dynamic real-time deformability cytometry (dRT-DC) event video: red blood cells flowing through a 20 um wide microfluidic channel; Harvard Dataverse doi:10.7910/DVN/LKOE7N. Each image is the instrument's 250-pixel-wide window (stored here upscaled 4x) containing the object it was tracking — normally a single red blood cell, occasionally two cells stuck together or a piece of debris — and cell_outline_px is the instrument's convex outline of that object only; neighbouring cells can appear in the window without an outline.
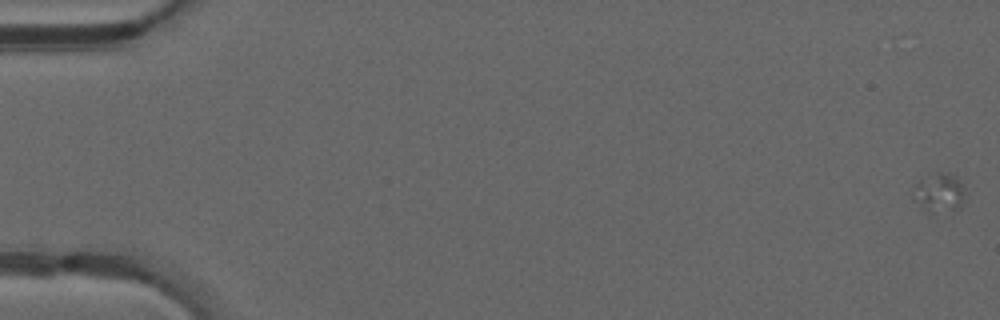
{"species": "common noctule bat (a hibernating species)", "species_latin": "Nyctalus noctula", "temperature_condition": "warm", "stored_images_in_passage": 23, "camera_frame_rate_fps": 3000, "um_per_image_px": 0.085, "animal": {"sex": "male", "forearm_length_mm": 52.5}, "frame": {"image": 1, "passage_image": 1, "time_ms": 0.0, "image_size_px": [1000, 320], "cell_outline_px": [[960, 208], [956, 212], [932, 216], [928, 216], [912, 200], [912, 196], [916, 184], [920, 180], [932, 172], [940, 172], [956, 176], [960, 180]], "centroid_in_image_um": [79.72, 16.49], "position_along_channel_um": 5.3, "area_um2": 12.25}}